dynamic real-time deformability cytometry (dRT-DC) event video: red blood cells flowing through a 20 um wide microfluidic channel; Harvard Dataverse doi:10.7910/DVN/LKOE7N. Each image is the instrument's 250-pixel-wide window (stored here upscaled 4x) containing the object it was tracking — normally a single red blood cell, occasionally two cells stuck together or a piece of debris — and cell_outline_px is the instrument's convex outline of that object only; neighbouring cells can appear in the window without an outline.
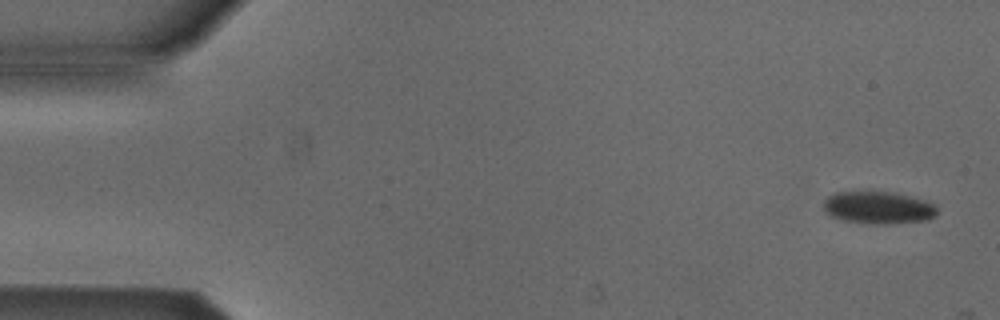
{"species": "Egyptian fruit bat (a non-hibernating species)", "species_latin": "Rousettus aegyptiacus", "temperature_condition": "cold", "stored_images_in_passage": 2, "camera_frame_rate_fps": 3000, "um_per_image_px": 0.085, "animal": {"sex": "male"}, "frame": {"image": 1, "passage_image": 1, "time_ms": 0.0, "image_size_px": [1000, 320], "cell_outline_px": [[936, 216], [928, 220], [888, 224], [868, 224], [844, 220], [832, 216], [824, 212], [824, 200], [828, 196], [836, 192], [896, 192], [924, 200], [936, 204]], "centroid_in_image_um": [74.67, 17.65], "position_along_channel_um": 10.3, "area_um2": 21.56}}